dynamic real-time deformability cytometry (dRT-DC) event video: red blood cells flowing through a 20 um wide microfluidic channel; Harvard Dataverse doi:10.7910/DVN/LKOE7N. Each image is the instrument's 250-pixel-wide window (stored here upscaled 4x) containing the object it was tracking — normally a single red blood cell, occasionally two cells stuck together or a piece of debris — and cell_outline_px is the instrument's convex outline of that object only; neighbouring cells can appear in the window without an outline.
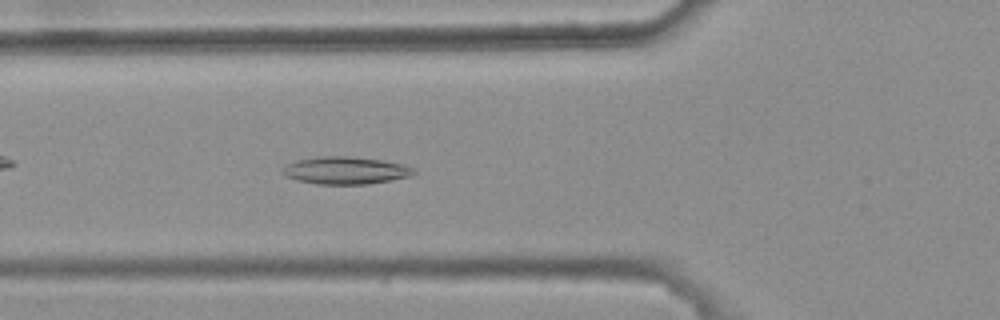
{"species": "common noctule bat (a hibernating species)", "species_latin": "Nyctalus noctula", "temperature_condition": "warm", "stored_images_in_passage": 6, "camera_frame_rate_fps": 3000, "um_per_image_px": 0.085, "animal": {"sex": "female", "body_mass_g": 25.1}, "frame": {"image": 1, "passage_image": 6, "time_ms": 1.667, "image_size_px": [1000, 320], "cell_outline_px": [[416, 172], [408, 176], [392, 180], [368, 184], [316, 184], [296, 180], [284, 176], [280, 172], [288, 164], [296, 160], [320, 156], [352, 156], [380, 160], [404, 164], [412, 168]], "centroid_in_image_um": [29.33, 14.49], "position_along_channel_um": 96.5, "area_um2": 20.98}}